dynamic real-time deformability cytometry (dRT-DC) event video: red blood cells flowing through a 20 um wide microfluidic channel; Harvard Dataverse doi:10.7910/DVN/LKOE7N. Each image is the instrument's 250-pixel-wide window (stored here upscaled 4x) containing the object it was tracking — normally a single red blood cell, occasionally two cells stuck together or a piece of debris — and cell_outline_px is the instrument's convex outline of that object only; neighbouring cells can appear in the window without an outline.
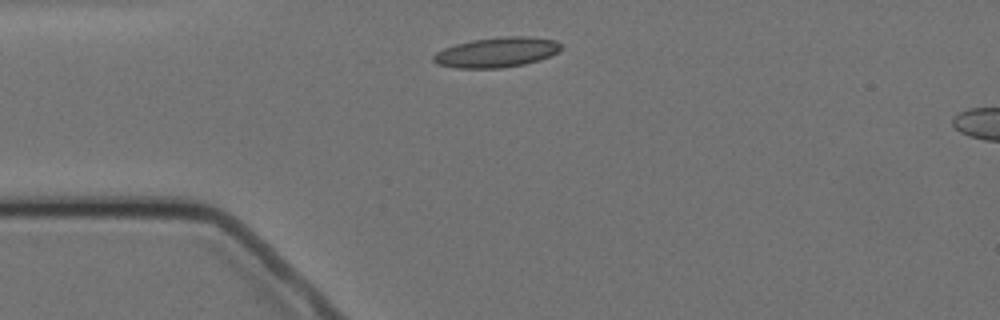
{"species": "Egyptian fruit bat (a non-hibernating species)", "species_latin": "Rousettus aegyptiacus", "temperature_condition": "cold", "stored_images_in_passage": 2, "camera_frame_rate_fps": 3000, "um_per_image_px": 0.085, "animal": {"sex": "female"}, "frame": {"image": 1, "passage_image": 1, "time_ms": 0.0, "image_size_px": [1000, 320], "cell_outline_px": [[564, 48], [560, 52], [540, 60], [524, 64], [500, 68], [456, 68], [436, 64], [432, 60], [432, 56], [436, 52], [444, 48], [456, 44], [472, 40], [504, 36], [532, 36], [556, 40]], "centroid_in_image_um": [42.25, 4.44], "position_along_channel_um": 42.8, "area_um2": 22.6}}